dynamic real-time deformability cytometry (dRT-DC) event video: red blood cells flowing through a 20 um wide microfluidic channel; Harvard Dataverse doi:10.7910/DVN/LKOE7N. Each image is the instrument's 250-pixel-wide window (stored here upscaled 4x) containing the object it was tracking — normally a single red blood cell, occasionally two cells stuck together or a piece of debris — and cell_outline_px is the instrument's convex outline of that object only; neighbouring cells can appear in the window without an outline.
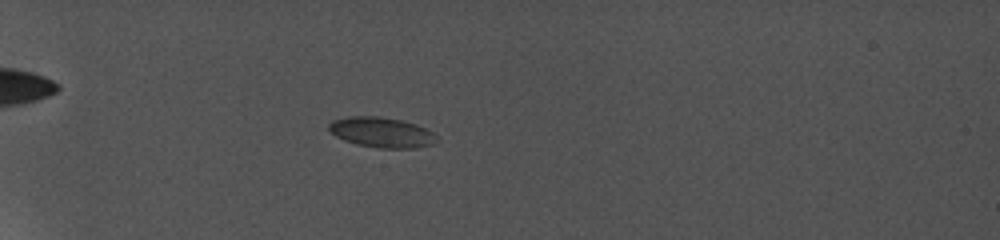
{"species": "common noctule bat (a hibernating species)", "species_latin": "Nyctalus noctula", "temperature_condition": "cold", "stored_images_in_passage": 5, "camera_frame_rate_fps": 5000, "um_per_image_px": 0.085, "animal": {"sex": "female", "body_mass_g": 19.0, "forearm_length_mm": 56.7}, "frame": {"image": 1, "passage_image": 2, "time_ms": 0.8, "image_size_px": [1000, 240], "cell_outline_px": [[432, 132], [428, 144], [412, 148], [380, 148], [360, 144], [344, 140], [336, 136], [328, 128], [328, 124], [336, 120], [356, 116], [376, 116], [400, 120], [424, 128]], "centroid_in_image_um": [32.32, 11.24], "position_along_channel_um": 52.7, "area_um2": 17.86}}
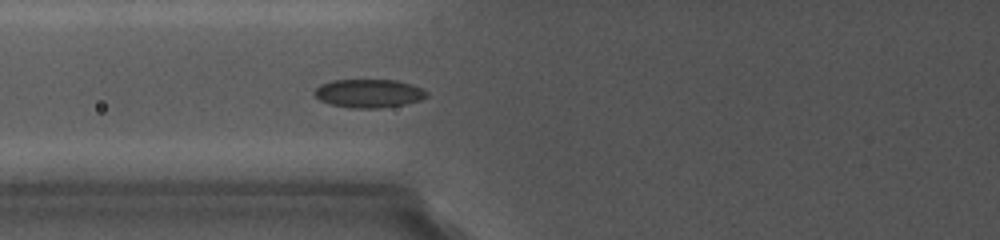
{"frame": {"image": 2, "passage_image": 5, "time_ms": 3.4, "image_size_px": [1000, 240], "cell_outline_px": [[428, 96], [420, 100], [404, 104], [380, 108], [348, 108], [332, 104], [320, 100], [316, 96], [316, 88], [320, 84], [332, 80], [396, 80], [412, 84], [428, 92]], "centroid_in_image_um": [31.37, 7.93], "position_along_channel_um": 94.4, "area_um2": 18.5}}